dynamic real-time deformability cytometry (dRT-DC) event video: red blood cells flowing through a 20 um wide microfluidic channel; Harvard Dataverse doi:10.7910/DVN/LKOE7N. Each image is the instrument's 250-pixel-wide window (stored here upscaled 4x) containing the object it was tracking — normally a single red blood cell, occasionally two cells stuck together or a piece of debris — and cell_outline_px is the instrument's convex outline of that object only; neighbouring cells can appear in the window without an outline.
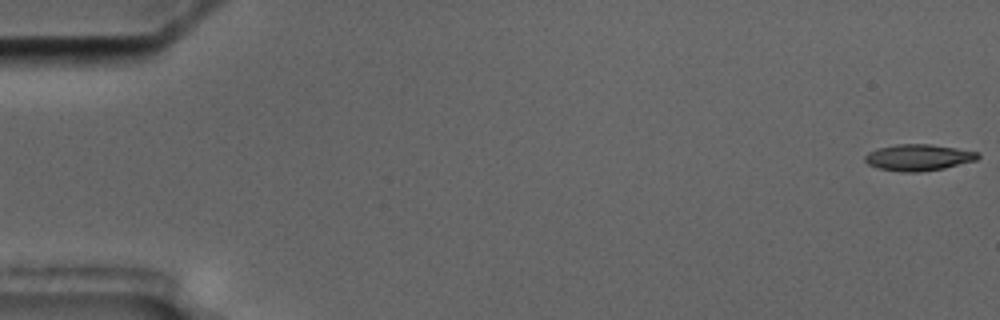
{"species": "common noctule bat (a hibernating species)", "species_latin": "Nyctalus noctula", "temperature_condition": "cold", "stored_images_in_passage": 6, "camera_frame_rate_fps": 3000, "um_per_image_px": 0.085, "animal": {"sex": "male", "body_mass_g": 17.5, "forearm_length_mm": 52.3}, "frame": {"image": 1, "passage_image": 1, "time_ms": 0.0, "image_size_px": [1000, 320], "cell_outline_px": [[980, 156], [976, 160], [944, 168], [916, 172], [904, 172], [880, 168], [868, 164], [864, 160], [864, 156], [868, 152], [876, 148], [896, 144], [928, 144], [956, 148], [980, 152]], "centroid_in_image_um": [78.06, 13.37], "position_along_channel_um": 6.9, "area_um2": 17.28}}
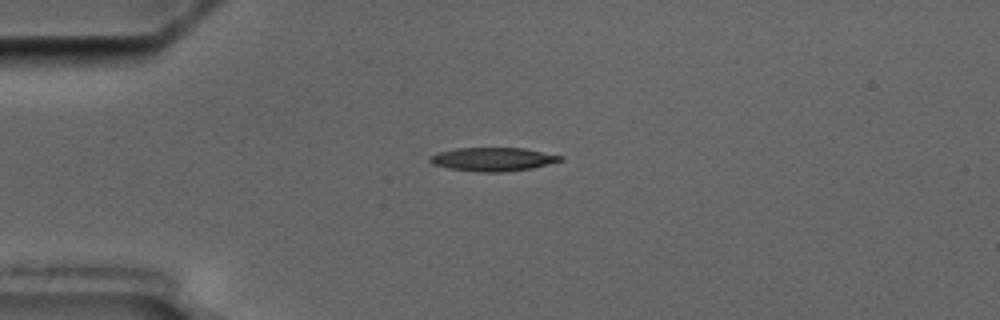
{"frame": {"image": 2, "passage_image": 5, "time_ms": 4.667, "image_size_px": [1000, 320], "cell_outline_px": [[564, 160], [532, 168], [504, 172], [476, 172], [448, 168], [432, 164], [428, 160], [428, 156], [440, 152], [456, 148], [524, 148], [564, 156]], "centroid_in_image_um": [41.89, 13.54], "position_along_channel_um": 43.1, "area_um2": 18.03}}